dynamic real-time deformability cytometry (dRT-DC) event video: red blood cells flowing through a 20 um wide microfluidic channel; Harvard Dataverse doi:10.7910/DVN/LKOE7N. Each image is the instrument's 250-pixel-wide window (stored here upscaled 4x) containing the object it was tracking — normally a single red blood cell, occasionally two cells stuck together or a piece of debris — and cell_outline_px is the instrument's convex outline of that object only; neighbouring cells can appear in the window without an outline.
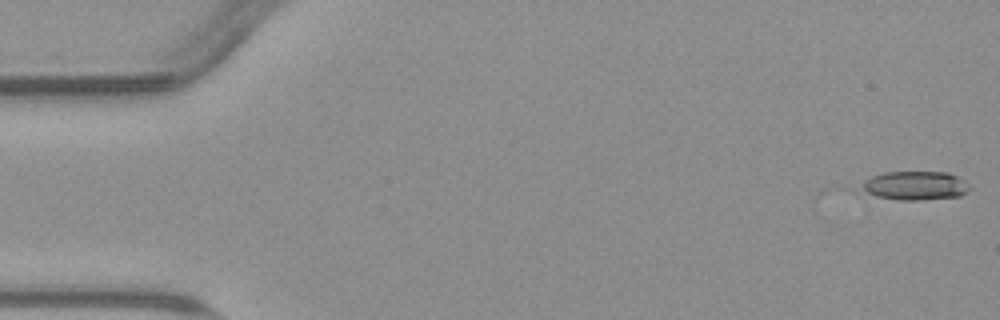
{"species": "common noctule bat (a hibernating species)", "species_latin": "Nyctalus noctula", "temperature_condition": "warm", "stored_images_in_passage": 4, "camera_frame_rate_fps": 3000, "um_per_image_px": 0.085, "animal": {"sex": "male", "body_mass_g": 23.1, "forearm_length_mm": 52.7}, "frame": {"image": 1, "passage_image": 1, "time_ms": 0.0, "image_size_px": [1000, 320], "cell_outline_px": [[972, 188], [968, 192], [960, 196], [924, 200], [896, 200], [852, 192], [844, 188], [872, 176], [884, 172], [948, 172], [960, 176]], "centroid_in_image_um": [77.53, 15.79], "position_along_channel_um": 7.5, "area_um2": 19.65}}